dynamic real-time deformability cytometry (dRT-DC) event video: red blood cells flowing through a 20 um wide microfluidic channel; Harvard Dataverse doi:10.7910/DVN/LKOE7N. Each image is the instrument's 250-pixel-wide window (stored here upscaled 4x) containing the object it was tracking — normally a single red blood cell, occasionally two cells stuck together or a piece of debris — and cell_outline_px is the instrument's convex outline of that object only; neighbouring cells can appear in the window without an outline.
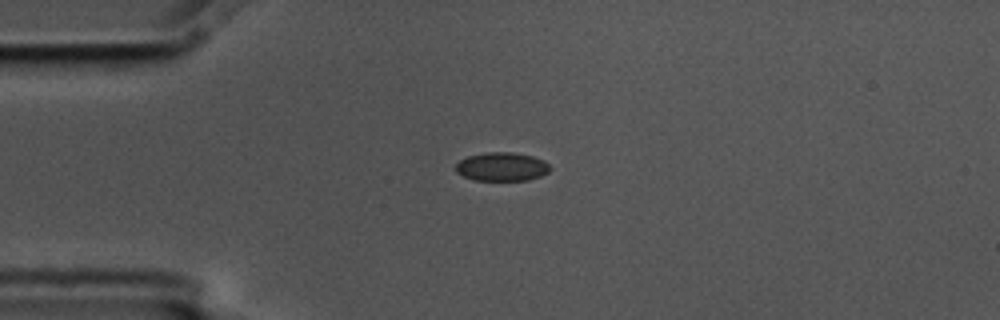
{"species": "common noctule bat (a hibernating species)", "species_latin": "Nyctalus noctula", "temperature_condition": "cold", "stored_images_in_passage": 12, "camera_frame_rate_fps": 3000, "um_per_image_px": 0.085, "animal": {"sex": "male", "body_mass_g": 17.5, "forearm_length_mm": 52.3}, "frame": {"image": 1, "passage_image": 1, "time_ms": 0.0, "image_size_px": [1000, 320], "cell_outline_px": [[552, 168], [548, 172], [540, 176], [528, 180], [476, 180], [464, 176], [456, 172], [456, 164], [460, 160], [468, 156], [488, 152], [512, 152], [532, 156], [544, 160]], "centroid_in_image_um": [42.67, 14.17], "position_along_channel_um": 42.3, "area_um2": 15.66}}
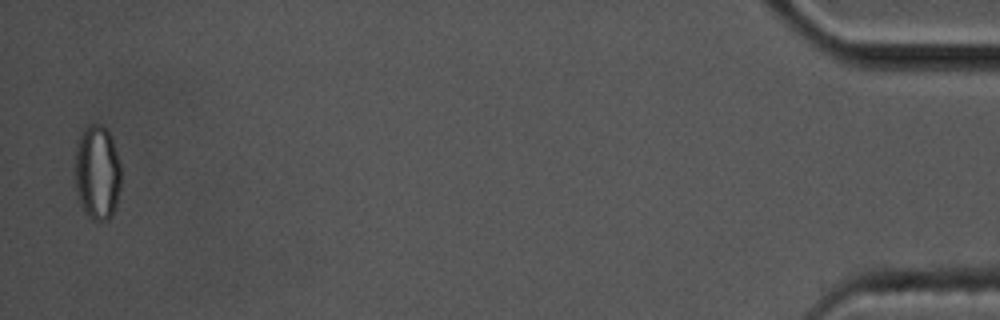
{"frame": {"image": 2, "passage_image": 12, "time_ms": 3.667, "image_size_px": [1000, 320], "cell_outline_px": [[120, 188], [116, 208], [108, 220], [92, 220], [84, 212], [80, 204], [72, 172], [76, 148], [80, 136], [84, 128], [92, 124], [100, 124], [112, 136], [120, 164]], "centroid_in_image_um": [8.24, 14.68], "position_along_channel_um": 427.0, "area_um2": 25.95}}